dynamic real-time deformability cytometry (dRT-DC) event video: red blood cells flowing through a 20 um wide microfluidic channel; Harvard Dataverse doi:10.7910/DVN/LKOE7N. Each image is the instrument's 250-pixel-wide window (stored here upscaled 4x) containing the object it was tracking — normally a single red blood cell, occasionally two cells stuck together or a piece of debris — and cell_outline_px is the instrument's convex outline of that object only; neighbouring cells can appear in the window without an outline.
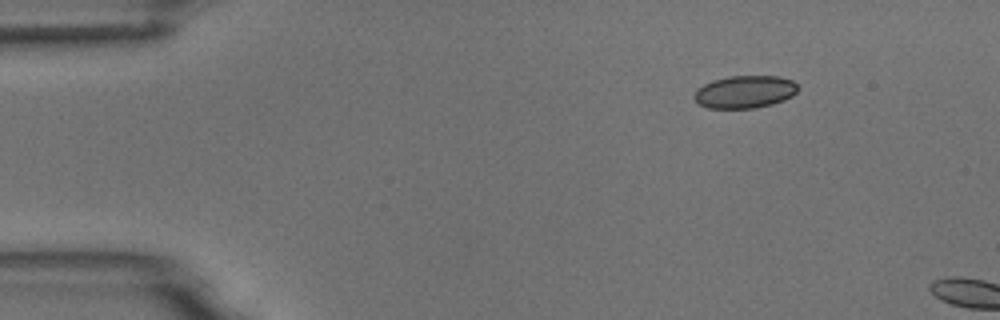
{"species": "common noctule bat (a hibernating species)", "species_latin": "Nyctalus noctula", "temperature_condition": "room temperature", "stored_images_in_passage": 2, "camera_frame_rate_fps": 3000, "um_per_image_px": 0.085, "animal": {"sex": "male", "body_mass_g": 18.8}, "frame": {"image": 1, "passage_image": 1, "time_ms": 0.0, "image_size_px": [1000, 320], "cell_outline_px": [[800, 88], [792, 96], [784, 100], [772, 104], [756, 108], [708, 108], [700, 104], [692, 96], [696, 88], [712, 80], [728, 76], [780, 76], [792, 80]], "centroid_in_image_um": [63.31, 7.8], "position_along_channel_um": 21.7, "area_um2": 19.88}}